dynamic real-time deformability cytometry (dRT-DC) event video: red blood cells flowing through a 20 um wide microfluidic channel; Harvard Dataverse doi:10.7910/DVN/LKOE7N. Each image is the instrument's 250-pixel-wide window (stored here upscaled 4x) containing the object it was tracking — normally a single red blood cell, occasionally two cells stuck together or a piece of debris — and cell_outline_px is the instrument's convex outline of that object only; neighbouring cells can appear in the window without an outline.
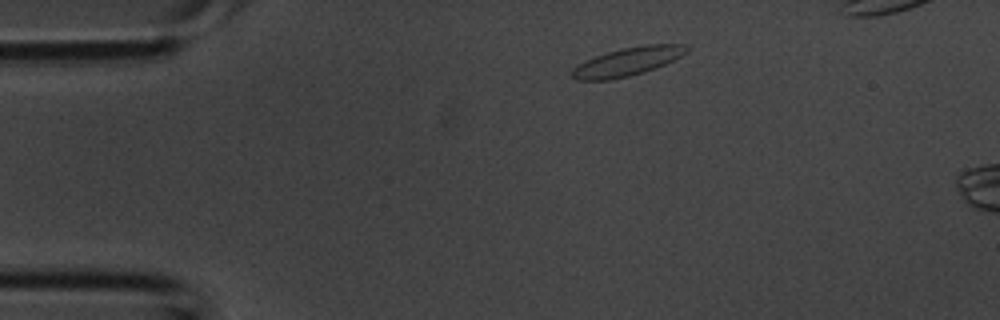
{"species": "common noctule bat (a hibernating species)", "species_latin": "Nyctalus noctula", "temperature_condition": "room temperature", "stored_images_in_passage": 2, "camera_frame_rate_fps": 3000, "um_per_image_px": 0.085, "animal": {"sex": "male", "body_mass_g": 20.1, "forearm_length_mm": 53.5}, "frame": {"image": 1, "passage_image": 2, "time_ms": 0.333, "image_size_px": [1000, 320], "cell_outline_px": [[692, 48], [688, 52], [656, 68], [644, 72], [628, 76], [608, 80], [576, 80], [572, 76], [572, 68], [584, 60], [608, 52], [624, 48], [644, 44], [688, 44]], "centroid_in_image_um": [53.37, 5.22], "position_along_channel_um": 31.6, "area_um2": 18.96}}